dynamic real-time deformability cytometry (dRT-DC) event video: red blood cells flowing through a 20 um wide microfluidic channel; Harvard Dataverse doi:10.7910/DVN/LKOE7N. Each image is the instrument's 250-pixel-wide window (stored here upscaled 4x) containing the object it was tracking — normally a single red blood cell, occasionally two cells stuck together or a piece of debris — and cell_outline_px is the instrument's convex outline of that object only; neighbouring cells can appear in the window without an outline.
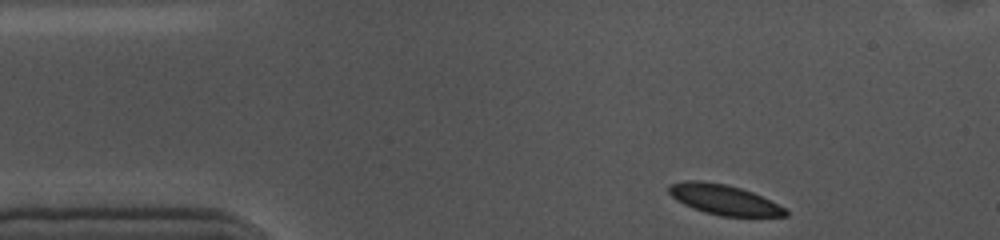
{"species": "common noctule bat (a hibernating species)", "species_latin": "Nyctalus noctula", "temperature_condition": "cold", "stored_images_in_passage": 49, "camera_frame_rate_fps": 3000, "um_per_image_px": 0.085, "animal": {"sex": "female", "body_mass_g": 10.0, "forearm_length_mm": 53.1}, "frame": {"image": 1, "passage_image": 1, "time_ms": 0.0, "image_size_px": [1000, 240], "cell_outline_px": [[788, 216], [720, 216], [704, 212], [692, 208], [676, 200], [668, 192], [668, 184], [684, 180], [700, 180], [728, 184], [752, 192], [784, 208], [788, 212]], "centroid_in_image_um": [61.46, 16.95], "position_along_channel_um": 23.5, "area_um2": 20.4}}
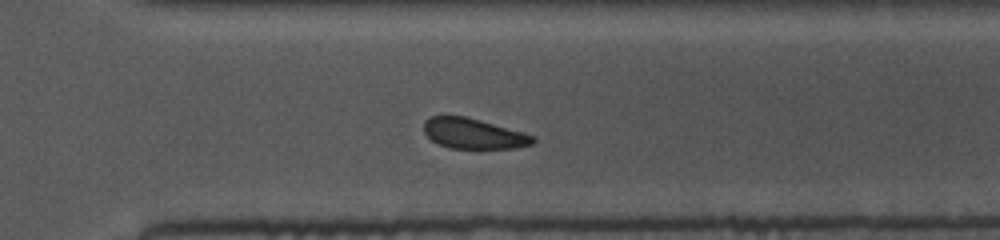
{"frame": {"image": 2, "passage_image": 32, "time_ms": 10.333, "image_size_px": [1000, 240], "cell_outline_px": [[536, 140], [532, 144], [516, 148], [448, 148], [432, 140], [424, 132], [424, 120], [432, 116], [464, 116], [480, 120], [536, 136]], "centroid_in_image_um": [40.25, 11.36], "position_along_channel_um": 330.3, "area_um2": 19.13}}
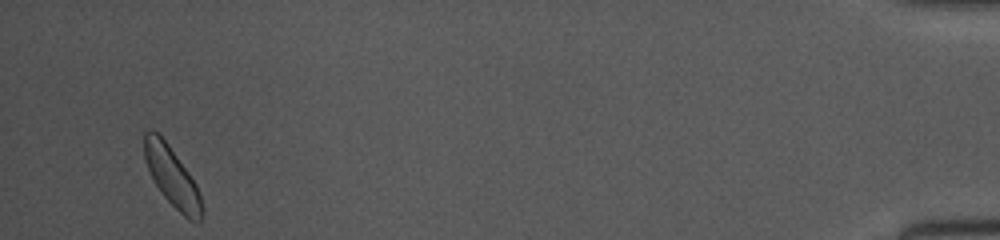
{"frame": {"image": 3, "passage_image": 47, "time_ms": 15.333, "image_size_px": [1000, 240], "cell_outline_px": [[204, 212], [200, 224], [196, 224], [188, 220], [164, 196], [156, 184], [144, 160], [144, 132], [152, 128], [168, 144], [188, 172], [196, 184], [204, 208]], "centroid_in_image_um": [14.65, 15.07], "position_along_channel_um": 420.5, "area_um2": 19.88}}